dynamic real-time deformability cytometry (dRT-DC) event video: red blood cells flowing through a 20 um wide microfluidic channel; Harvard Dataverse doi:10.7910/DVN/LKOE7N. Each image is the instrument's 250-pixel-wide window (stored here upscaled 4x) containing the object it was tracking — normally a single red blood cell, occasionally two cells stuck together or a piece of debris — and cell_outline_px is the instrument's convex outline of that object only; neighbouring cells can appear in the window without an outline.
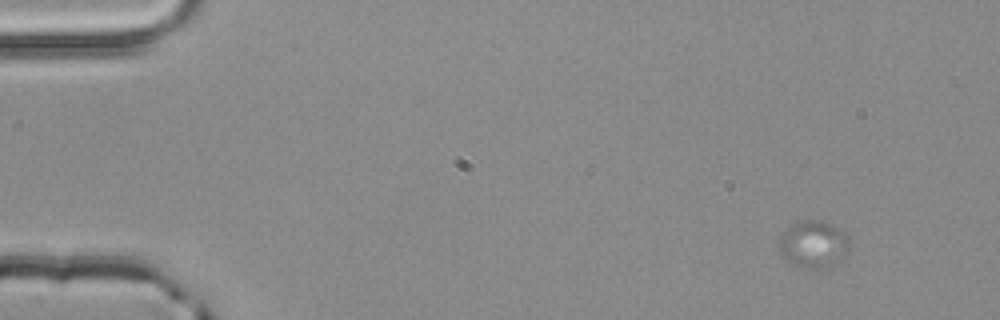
{"species": "common noctule bat (a hibernating species)", "species_latin": "Nyctalus noctula", "temperature_condition": "room temperature", "stored_images_in_passage": 4, "camera_frame_rate_fps": 3000, "um_per_image_px": 0.085, "animal": {"sex": "male", "body_mass_g": 20.4}, "frame": {"image": 1, "passage_image": 1, "time_ms": 0.0, "image_size_px": [1000, 320], "cell_outline_px": [[848, 252], [832, 264], [820, 268], [808, 268], [796, 264], [788, 260], [780, 252], [780, 236], [788, 224], [796, 220], [820, 220], [832, 224], [840, 228], [848, 236]], "centroid_in_image_um": [69.13, 20.69], "position_along_channel_um": 15.9, "area_um2": 19.13}}